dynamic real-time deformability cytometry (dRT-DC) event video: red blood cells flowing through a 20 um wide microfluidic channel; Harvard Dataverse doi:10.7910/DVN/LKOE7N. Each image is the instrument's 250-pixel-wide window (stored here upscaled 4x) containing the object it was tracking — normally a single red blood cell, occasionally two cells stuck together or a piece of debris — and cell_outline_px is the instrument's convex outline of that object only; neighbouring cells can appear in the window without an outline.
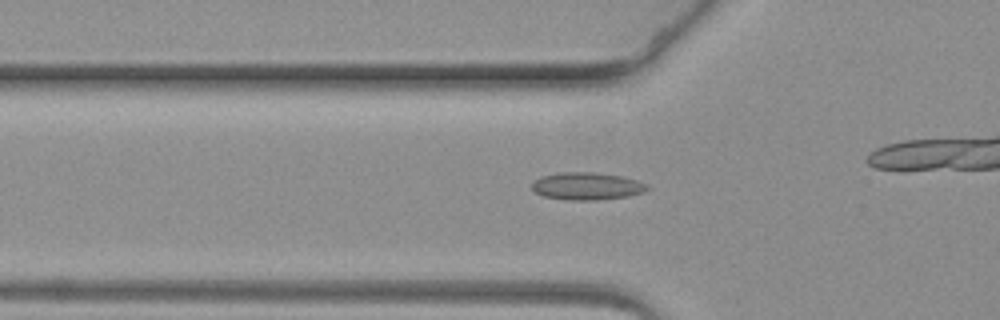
{"species": "common noctule bat (a hibernating species)", "species_latin": "Nyctalus noctula", "temperature_condition": "warm", "stored_images_in_passage": 49, "camera_frame_rate_fps": 3000, "um_per_image_px": 0.085, "animal": {"sex": "female", "body_mass_g": 19.3, "forearm_length_mm": 54.1}, "frame": {"image": 1, "passage_image": 21, "time_ms": 6.667, "image_size_px": [1000, 320], "cell_outline_px": [[648, 188], [644, 192], [628, 196], [596, 200], [568, 200], [544, 196], [536, 192], [532, 188], [532, 184], [540, 176], [560, 172], [596, 172], [620, 176], [636, 180], [648, 184]], "centroid_in_image_um": [49.89, 15.81], "position_along_channel_um": 75.9, "area_um2": 18.38}}
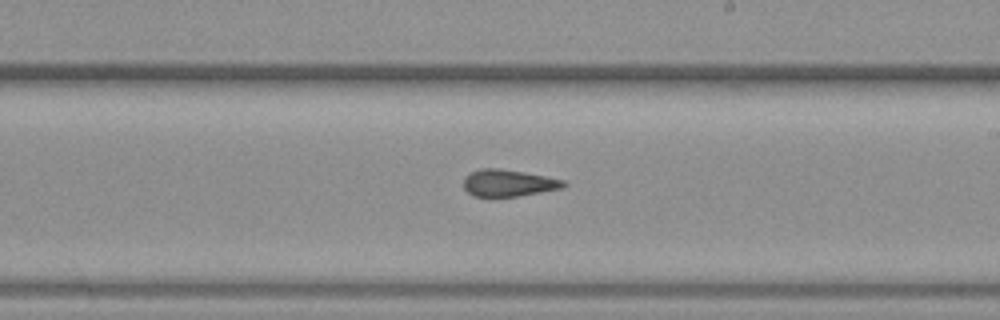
{"frame": {"image": 2, "passage_image": 36, "time_ms": 11.667, "image_size_px": [1000, 320], "cell_outline_px": [[568, 184], [560, 188], [540, 192], [516, 196], [472, 196], [464, 188], [464, 176], [480, 168], [500, 168], [524, 172], [564, 180]], "centroid_in_image_um": [43.18, 15.54], "position_along_channel_um": 245.8, "area_um2": 15.49}}
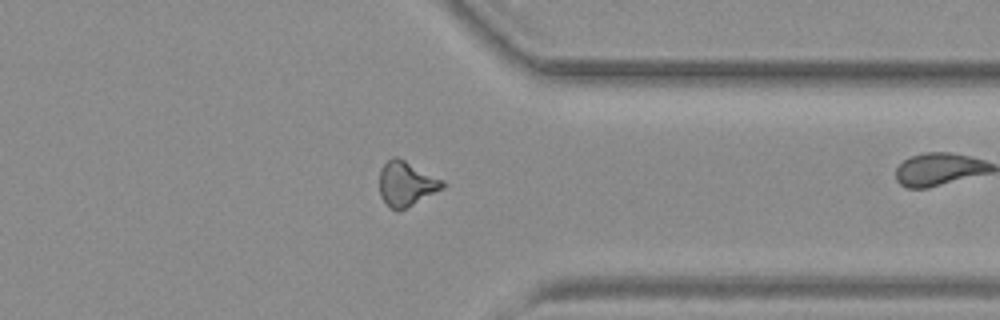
{"frame": {"image": 3, "passage_image": 48, "time_ms": 15.667, "image_size_px": [1000, 320], "cell_outline_px": [[448, 184], [444, 188], [396, 212], [380, 196], [380, 168], [392, 156], [396, 156], [444, 180]], "centroid_in_image_um": [34.55, 15.6], "position_along_channel_um": 376.9, "area_um2": 16.24}}